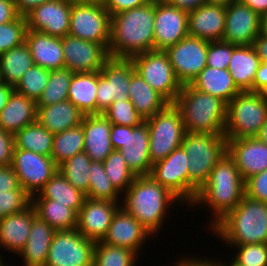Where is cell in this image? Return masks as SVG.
I'll return each mask as SVG.
<instances>
[{
  "instance_id": "cell-27",
  "label": "cell",
  "mask_w": 267,
  "mask_h": 266,
  "mask_svg": "<svg viewBox=\"0 0 267 266\" xmlns=\"http://www.w3.org/2000/svg\"><path fill=\"white\" fill-rule=\"evenodd\" d=\"M25 43L30 49L34 65H38L47 70L64 68L65 61L62 38L27 30Z\"/></svg>"
},
{
  "instance_id": "cell-12",
  "label": "cell",
  "mask_w": 267,
  "mask_h": 266,
  "mask_svg": "<svg viewBox=\"0 0 267 266\" xmlns=\"http://www.w3.org/2000/svg\"><path fill=\"white\" fill-rule=\"evenodd\" d=\"M95 244L77 229L56 231L45 266H93Z\"/></svg>"
},
{
  "instance_id": "cell-21",
  "label": "cell",
  "mask_w": 267,
  "mask_h": 266,
  "mask_svg": "<svg viewBox=\"0 0 267 266\" xmlns=\"http://www.w3.org/2000/svg\"><path fill=\"white\" fill-rule=\"evenodd\" d=\"M120 201L85 198L77 213L76 229L85 238L100 241L107 234Z\"/></svg>"
},
{
  "instance_id": "cell-36",
  "label": "cell",
  "mask_w": 267,
  "mask_h": 266,
  "mask_svg": "<svg viewBox=\"0 0 267 266\" xmlns=\"http://www.w3.org/2000/svg\"><path fill=\"white\" fill-rule=\"evenodd\" d=\"M34 65L28 45L12 48L0 55V81L15 87L25 72Z\"/></svg>"
},
{
  "instance_id": "cell-40",
  "label": "cell",
  "mask_w": 267,
  "mask_h": 266,
  "mask_svg": "<svg viewBox=\"0 0 267 266\" xmlns=\"http://www.w3.org/2000/svg\"><path fill=\"white\" fill-rule=\"evenodd\" d=\"M92 160L84 152L75 154L58 166L59 172L76 189L86 194L89 187V167Z\"/></svg>"
},
{
  "instance_id": "cell-32",
  "label": "cell",
  "mask_w": 267,
  "mask_h": 266,
  "mask_svg": "<svg viewBox=\"0 0 267 266\" xmlns=\"http://www.w3.org/2000/svg\"><path fill=\"white\" fill-rule=\"evenodd\" d=\"M260 63L261 60L252 45H233V52L228 70L230 71L235 85L241 92H253V82Z\"/></svg>"
},
{
  "instance_id": "cell-39",
  "label": "cell",
  "mask_w": 267,
  "mask_h": 266,
  "mask_svg": "<svg viewBox=\"0 0 267 266\" xmlns=\"http://www.w3.org/2000/svg\"><path fill=\"white\" fill-rule=\"evenodd\" d=\"M82 151H84V132L81 124L54 134L51 157L57 166Z\"/></svg>"
},
{
  "instance_id": "cell-11",
  "label": "cell",
  "mask_w": 267,
  "mask_h": 266,
  "mask_svg": "<svg viewBox=\"0 0 267 266\" xmlns=\"http://www.w3.org/2000/svg\"><path fill=\"white\" fill-rule=\"evenodd\" d=\"M111 16L103 3H72L69 35L82 40L110 43Z\"/></svg>"
},
{
  "instance_id": "cell-45",
  "label": "cell",
  "mask_w": 267,
  "mask_h": 266,
  "mask_svg": "<svg viewBox=\"0 0 267 266\" xmlns=\"http://www.w3.org/2000/svg\"><path fill=\"white\" fill-rule=\"evenodd\" d=\"M49 77L50 70L44 69L38 65H33L25 72L14 87V90L37 102L42 96Z\"/></svg>"
},
{
  "instance_id": "cell-67",
  "label": "cell",
  "mask_w": 267,
  "mask_h": 266,
  "mask_svg": "<svg viewBox=\"0 0 267 266\" xmlns=\"http://www.w3.org/2000/svg\"><path fill=\"white\" fill-rule=\"evenodd\" d=\"M231 263H223L222 261L218 260V266H238L237 264H235L232 260L230 261ZM228 264V265H227Z\"/></svg>"
},
{
  "instance_id": "cell-15",
  "label": "cell",
  "mask_w": 267,
  "mask_h": 266,
  "mask_svg": "<svg viewBox=\"0 0 267 266\" xmlns=\"http://www.w3.org/2000/svg\"><path fill=\"white\" fill-rule=\"evenodd\" d=\"M208 42L188 35L165 50L182 86L191 84L207 66Z\"/></svg>"
},
{
  "instance_id": "cell-56",
  "label": "cell",
  "mask_w": 267,
  "mask_h": 266,
  "mask_svg": "<svg viewBox=\"0 0 267 266\" xmlns=\"http://www.w3.org/2000/svg\"><path fill=\"white\" fill-rule=\"evenodd\" d=\"M253 92L267 94V60L261 61L256 71Z\"/></svg>"
},
{
  "instance_id": "cell-60",
  "label": "cell",
  "mask_w": 267,
  "mask_h": 266,
  "mask_svg": "<svg viewBox=\"0 0 267 266\" xmlns=\"http://www.w3.org/2000/svg\"><path fill=\"white\" fill-rule=\"evenodd\" d=\"M242 4L251 8L260 17L267 16V0H239Z\"/></svg>"
},
{
  "instance_id": "cell-53",
  "label": "cell",
  "mask_w": 267,
  "mask_h": 266,
  "mask_svg": "<svg viewBox=\"0 0 267 266\" xmlns=\"http://www.w3.org/2000/svg\"><path fill=\"white\" fill-rule=\"evenodd\" d=\"M24 190L11 166H0V192Z\"/></svg>"
},
{
  "instance_id": "cell-25",
  "label": "cell",
  "mask_w": 267,
  "mask_h": 266,
  "mask_svg": "<svg viewBox=\"0 0 267 266\" xmlns=\"http://www.w3.org/2000/svg\"><path fill=\"white\" fill-rule=\"evenodd\" d=\"M84 152L93 162H102L114 150L110 140L111 123L103 114H88L82 120Z\"/></svg>"
},
{
  "instance_id": "cell-18",
  "label": "cell",
  "mask_w": 267,
  "mask_h": 266,
  "mask_svg": "<svg viewBox=\"0 0 267 266\" xmlns=\"http://www.w3.org/2000/svg\"><path fill=\"white\" fill-rule=\"evenodd\" d=\"M188 36V12L155 0L154 50L165 51Z\"/></svg>"
},
{
  "instance_id": "cell-3",
  "label": "cell",
  "mask_w": 267,
  "mask_h": 266,
  "mask_svg": "<svg viewBox=\"0 0 267 266\" xmlns=\"http://www.w3.org/2000/svg\"><path fill=\"white\" fill-rule=\"evenodd\" d=\"M124 194L121 201L123 204L120 203V206L154 236L163 226L168 208L170 209L171 205L176 206V202L179 205L183 204L177 196L150 175L137 176Z\"/></svg>"
},
{
  "instance_id": "cell-66",
  "label": "cell",
  "mask_w": 267,
  "mask_h": 266,
  "mask_svg": "<svg viewBox=\"0 0 267 266\" xmlns=\"http://www.w3.org/2000/svg\"><path fill=\"white\" fill-rule=\"evenodd\" d=\"M72 3H103V0H68Z\"/></svg>"
},
{
  "instance_id": "cell-52",
  "label": "cell",
  "mask_w": 267,
  "mask_h": 266,
  "mask_svg": "<svg viewBox=\"0 0 267 266\" xmlns=\"http://www.w3.org/2000/svg\"><path fill=\"white\" fill-rule=\"evenodd\" d=\"M14 148V134L0 127V166L11 165Z\"/></svg>"
},
{
  "instance_id": "cell-57",
  "label": "cell",
  "mask_w": 267,
  "mask_h": 266,
  "mask_svg": "<svg viewBox=\"0 0 267 266\" xmlns=\"http://www.w3.org/2000/svg\"><path fill=\"white\" fill-rule=\"evenodd\" d=\"M168 4L184 10L186 12L193 11L199 6L206 4L207 0H165Z\"/></svg>"
},
{
  "instance_id": "cell-58",
  "label": "cell",
  "mask_w": 267,
  "mask_h": 266,
  "mask_svg": "<svg viewBox=\"0 0 267 266\" xmlns=\"http://www.w3.org/2000/svg\"><path fill=\"white\" fill-rule=\"evenodd\" d=\"M17 12L20 16H26L36 6L51 0H14Z\"/></svg>"
},
{
  "instance_id": "cell-31",
  "label": "cell",
  "mask_w": 267,
  "mask_h": 266,
  "mask_svg": "<svg viewBox=\"0 0 267 266\" xmlns=\"http://www.w3.org/2000/svg\"><path fill=\"white\" fill-rule=\"evenodd\" d=\"M197 90L218 97L228 104L241 91L228 69L206 66L190 84Z\"/></svg>"
},
{
  "instance_id": "cell-20",
  "label": "cell",
  "mask_w": 267,
  "mask_h": 266,
  "mask_svg": "<svg viewBox=\"0 0 267 266\" xmlns=\"http://www.w3.org/2000/svg\"><path fill=\"white\" fill-rule=\"evenodd\" d=\"M261 18L251 8L239 0L226 7L223 41L235 46L252 45L260 34Z\"/></svg>"
},
{
  "instance_id": "cell-46",
  "label": "cell",
  "mask_w": 267,
  "mask_h": 266,
  "mask_svg": "<svg viewBox=\"0 0 267 266\" xmlns=\"http://www.w3.org/2000/svg\"><path fill=\"white\" fill-rule=\"evenodd\" d=\"M102 114L115 125L135 127L144 122L130 100L114 101Z\"/></svg>"
},
{
  "instance_id": "cell-29",
  "label": "cell",
  "mask_w": 267,
  "mask_h": 266,
  "mask_svg": "<svg viewBox=\"0 0 267 266\" xmlns=\"http://www.w3.org/2000/svg\"><path fill=\"white\" fill-rule=\"evenodd\" d=\"M84 116L73 103L66 100L49 106H37L36 121L49 132L58 134L79 126Z\"/></svg>"
},
{
  "instance_id": "cell-41",
  "label": "cell",
  "mask_w": 267,
  "mask_h": 266,
  "mask_svg": "<svg viewBox=\"0 0 267 266\" xmlns=\"http://www.w3.org/2000/svg\"><path fill=\"white\" fill-rule=\"evenodd\" d=\"M137 255L128 248L109 245L100 240L95 244L93 266H136Z\"/></svg>"
},
{
  "instance_id": "cell-54",
  "label": "cell",
  "mask_w": 267,
  "mask_h": 266,
  "mask_svg": "<svg viewBox=\"0 0 267 266\" xmlns=\"http://www.w3.org/2000/svg\"><path fill=\"white\" fill-rule=\"evenodd\" d=\"M150 0H103V6L109 12L110 16L135 7L142 6Z\"/></svg>"
},
{
  "instance_id": "cell-1",
  "label": "cell",
  "mask_w": 267,
  "mask_h": 266,
  "mask_svg": "<svg viewBox=\"0 0 267 266\" xmlns=\"http://www.w3.org/2000/svg\"><path fill=\"white\" fill-rule=\"evenodd\" d=\"M155 0L111 16L110 58L131 59L154 50Z\"/></svg>"
},
{
  "instance_id": "cell-44",
  "label": "cell",
  "mask_w": 267,
  "mask_h": 266,
  "mask_svg": "<svg viewBox=\"0 0 267 266\" xmlns=\"http://www.w3.org/2000/svg\"><path fill=\"white\" fill-rule=\"evenodd\" d=\"M103 166L111 184L120 194L124 193L136 178L119 150H113L103 161Z\"/></svg>"
},
{
  "instance_id": "cell-14",
  "label": "cell",
  "mask_w": 267,
  "mask_h": 266,
  "mask_svg": "<svg viewBox=\"0 0 267 266\" xmlns=\"http://www.w3.org/2000/svg\"><path fill=\"white\" fill-rule=\"evenodd\" d=\"M10 166L31 198L43 189L58 170L52 157L22 149H14Z\"/></svg>"
},
{
  "instance_id": "cell-2",
  "label": "cell",
  "mask_w": 267,
  "mask_h": 266,
  "mask_svg": "<svg viewBox=\"0 0 267 266\" xmlns=\"http://www.w3.org/2000/svg\"><path fill=\"white\" fill-rule=\"evenodd\" d=\"M245 181L233 158L226 152L212 169L207 182L199 189L191 206H208L212 213V228L233 210L245 195Z\"/></svg>"
},
{
  "instance_id": "cell-5",
  "label": "cell",
  "mask_w": 267,
  "mask_h": 266,
  "mask_svg": "<svg viewBox=\"0 0 267 266\" xmlns=\"http://www.w3.org/2000/svg\"><path fill=\"white\" fill-rule=\"evenodd\" d=\"M173 105L181 113L186 132L224 135L227 104L220 98L186 84Z\"/></svg>"
},
{
  "instance_id": "cell-24",
  "label": "cell",
  "mask_w": 267,
  "mask_h": 266,
  "mask_svg": "<svg viewBox=\"0 0 267 266\" xmlns=\"http://www.w3.org/2000/svg\"><path fill=\"white\" fill-rule=\"evenodd\" d=\"M225 20V6L203 4L188 12V35L208 41L222 40Z\"/></svg>"
},
{
  "instance_id": "cell-30",
  "label": "cell",
  "mask_w": 267,
  "mask_h": 266,
  "mask_svg": "<svg viewBox=\"0 0 267 266\" xmlns=\"http://www.w3.org/2000/svg\"><path fill=\"white\" fill-rule=\"evenodd\" d=\"M55 232L56 230L38 216L33 219L29 238L18 254L24 261L23 266H45Z\"/></svg>"
},
{
  "instance_id": "cell-55",
  "label": "cell",
  "mask_w": 267,
  "mask_h": 266,
  "mask_svg": "<svg viewBox=\"0 0 267 266\" xmlns=\"http://www.w3.org/2000/svg\"><path fill=\"white\" fill-rule=\"evenodd\" d=\"M19 16L14 0H0V24L14 21Z\"/></svg>"
},
{
  "instance_id": "cell-13",
  "label": "cell",
  "mask_w": 267,
  "mask_h": 266,
  "mask_svg": "<svg viewBox=\"0 0 267 266\" xmlns=\"http://www.w3.org/2000/svg\"><path fill=\"white\" fill-rule=\"evenodd\" d=\"M134 70L131 59L110 58L104 64L98 72L97 114H102L114 101L129 100V84Z\"/></svg>"
},
{
  "instance_id": "cell-10",
  "label": "cell",
  "mask_w": 267,
  "mask_h": 266,
  "mask_svg": "<svg viewBox=\"0 0 267 266\" xmlns=\"http://www.w3.org/2000/svg\"><path fill=\"white\" fill-rule=\"evenodd\" d=\"M135 71L169 104H173L182 89L167 53L151 50L131 58Z\"/></svg>"
},
{
  "instance_id": "cell-64",
  "label": "cell",
  "mask_w": 267,
  "mask_h": 266,
  "mask_svg": "<svg viewBox=\"0 0 267 266\" xmlns=\"http://www.w3.org/2000/svg\"><path fill=\"white\" fill-rule=\"evenodd\" d=\"M235 1H237V0H207V3L227 7L229 4H231Z\"/></svg>"
},
{
  "instance_id": "cell-8",
  "label": "cell",
  "mask_w": 267,
  "mask_h": 266,
  "mask_svg": "<svg viewBox=\"0 0 267 266\" xmlns=\"http://www.w3.org/2000/svg\"><path fill=\"white\" fill-rule=\"evenodd\" d=\"M145 121L149 129V157L153 165L181 146L186 130L181 113L173 104H168Z\"/></svg>"
},
{
  "instance_id": "cell-62",
  "label": "cell",
  "mask_w": 267,
  "mask_h": 266,
  "mask_svg": "<svg viewBox=\"0 0 267 266\" xmlns=\"http://www.w3.org/2000/svg\"><path fill=\"white\" fill-rule=\"evenodd\" d=\"M13 90L14 87L8 85L3 81H0V112L6 106L7 100Z\"/></svg>"
},
{
  "instance_id": "cell-34",
  "label": "cell",
  "mask_w": 267,
  "mask_h": 266,
  "mask_svg": "<svg viewBox=\"0 0 267 266\" xmlns=\"http://www.w3.org/2000/svg\"><path fill=\"white\" fill-rule=\"evenodd\" d=\"M98 72L74 73L68 90V100L83 114H97L96 94Z\"/></svg>"
},
{
  "instance_id": "cell-35",
  "label": "cell",
  "mask_w": 267,
  "mask_h": 266,
  "mask_svg": "<svg viewBox=\"0 0 267 266\" xmlns=\"http://www.w3.org/2000/svg\"><path fill=\"white\" fill-rule=\"evenodd\" d=\"M85 198V194L70 184L57 170L52 178L47 181L43 189L31 199H52L72 208L78 213Z\"/></svg>"
},
{
  "instance_id": "cell-22",
  "label": "cell",
  "mask_w": 267,
  "mask_h": 266,
  "mask_svg": "<svg viewBox=\"0 0 267 266\" xmlns=\"http://www.w3.org/2000/svg\"><path fill=\"white\" fill-rule=\"evenodd\" d=\"M150 236L153 235L120 206L111 220L107 234L101 241L109 245L128 248L138 254Z\"/></svg>"
},
{
  "instance_id": "cell-37",
  "label": "cell",
  "mask_w": 267,
  "mask_h": 266,
  "mask_svg": "<svg viewBox=\"0 0 267 266\" xmlns=\"http://www.w3.org/2000/svg\"><path fill=\"white\" fill-rule=\"evenodd\" d=\"M36 215L56 231L76 229L77 213L52 199H31Z\"/></svg>"
},
{
  "instance_id": "cell-26",
  "label": "cell",
  "mask_w": 267,
  "mask_h": 266,
  "mask_svg": "<svg viewBox=\"0 0 267 266\" xmlns=\"http://www.w3.org/2000/svg\"><path fill=\"white\" fill-rule=\"evenodd\" d=\"M35 208L30 204L23 211L10 214L0 219V246L7 252L18 255L24 248L33 219L36 217Z\"/></svg>"
},
{
  "instance_id": "cell-38",
  "label": "cell",
  "mask_w": 267,
  "mask_h": 266,
  "mask_svg": "<svg viewBox=\"0 0 267 266\" xmlns=\"http://www.w3.org/2000/svg\"><path fill=\"white\" fill-rule=\"evenodd\" d=\"M53 136V133L36 121L14 134V149L29 150L51 157Z\"/></svg>"
},
{
  "instance_id": "cell-19",
  "label": "cell",
  "mask_w": 267,
  "mask_h": 266,
  "mask_svg": "<svg viewBox=\"0 0 267 266\" xmlns=\"http://www.w3.org/2000/svg\"><path fill=\"white\" fill-rule=\"evenodd\" d=\"M72 2L51 0L36 6L25 17L27 30L63 38L69 33Z\"/></svg>"
},
{
  "instance_id": "cell-47",
  "label": "cell",
  "mask_w": 267,
  "mask_h": 266,
  "mask_svg": "<svg viewBox=\"0 0 267 266\" xmlns=\"http://www.w3.org/2000/svg\"><path fill=\"white\" fill-rule=\"evenodd\" d=\"M27 20L19 16L16 20L0 24V55L25 42Z\"/></svg>"
},
{
  "instance_id": "cell-17",
  "label": "cell",
  "mask_w": 267,
  "mask_h": 266,
  "mask_svg": "<svg viewBox=\"0 0 267 266\" xmlns=\"http://www.w3.org/2000/svg\"><path fill=\"white\" fill-rule=\"evenodd\" d=\"M188 156L182 146L152 165L150 176L189 205Z\"/></svg>"
},
{
  "instance_id": "cell-9",
  "label": "cell",
  "mask_w": 267,
  "mask_h": 266,
  "mask_svg": "<svg viewBox=\"0 0 267 266\" xmlns=\"http://www.w3.org/2000/svg\"><path fill=\"white\" fill-rule=\"evenodd\" d=\"M110 140L113 149L122 153L128 168L136 177L150 175L152 164L146 121L135 127L111 124Z\"/></svg>"
},
{
  "instance_id": "cell-48",
  "label": "cell",
  "mask_w": 267,
  "mask_h": 266,
  "mask_svg": "<svg viewBox=\"0 0 267 266\" xmlns=\"http://www.w3.org/2000/svg\"><path fill=\"white\" fill-rule=\"evenodd\" d=\"M233 248H238V254L232 257L238 266H267V244H244Z\"/></svg>"
},
{
  "instance_id": "cell-6",
  "label": "cell",
  "mask_w": 267,
  "mask_h": 266,
  "mask_svg": "<svg viewBox=\"0 0 267 266\" xmlns=\"http://www.w3.org/2000/svg\"><path fill=\"white\" fill-rule=\"evenodd\" d=\"M181 146L188 156L189 206L207 182L212 169L227 152L225 135L186 132Z\"/></svg>"
},
{
  "instance_id": "cell-42",
  "label": "cell",
  "mask_w": 267,
  "mask_h": 266,
  "mask_svg": "<svg viewBox=\"0 0 267 266\" xmlns=\"http://www.w3.org/2000/svg\"><path fill=\"white\" fill-rule=\"evenodd\" d=\"M73 72L67 68L50 70V77L37 106H49L68 100V90Z\"/></svg>"
},
{
  "instance_id": "cell-33",
  "label": "cell",
  "mask_w": 267,
  "mask_h": 266,
  "mask_svg": "<svg viewBox=\"0 0 267 266\" xmlns=\"http://www.w3.org/2000/svg\"><path fill=\"white\" fill-rule=\"evenodd\" d=\"M128 95L144 121L162 111L169 104L135 70L131 74Z\"/></svg>"
},
{
  "instance_id": "cell-43",
  "label": "cell",
  "mask_w": 267,
  "mask_h": 266,
  "mask_svg": "<svg viewBox=\"0 0 267 266\" xmlns=\"http://www.w3.org/2000/svg\"><path fill=\"white\" fill-rule=\"evenodd\" d=\"M89 187L86 198L120 201V193L108 179L102 162H91L89 167Z\"/></svg>"
},
{
  "instance_id": "cell-65",
  "label": "cell",
  "mask_w": 267,
  "mask_h": 266,
  "mask_svg": "<svg viewBox=\"0 0 267 266\" xmlns=\"http://www.w3.org/2000/svg\"><path fill=\"white\" fill-rule=\"evenodd\" d=\"M260 34L267 38V16L261 18Z\"/></svg>"
},
{
  "instance_id": "cell-4",
  "label": "cell",
  "mask_w": 267,
  "mask_h": 266,
  "mask_svg": "<svg viewBox=\"0 0 267 266\" xmlns=\"http://www.w3.org/2000/svg\"><path fill=\"white\" fill-rule=\"evenodd\" d=\"M210 230L230 247L267 244V203L244 195L237 206Z\"/></svg>"
},
{
  "instance_id": "cell-16",
  "label": "cell",
  "mask_w": 267,
  "mask_h": 266,
  "mask_svg": "<svg viewBox=\"0 0 267 266\" xmlns=\"http://www.w3.org/2000/svg\"><path fill=\"white\" fill-rule=\"evenodd\" d=\"M64 68L73 73L100 72L110 59L108 49L103 44L82 40L67 34L62 38Z\"/></svg>"
},
{
  "instance_id": "cell-68",
  "label": "cell",
  "mask_w": 267,
  "mask_h": 266,
  "mask_svg": "<svg viewBox=\"0 0 267 266\" xmlns=\"http://www.w3.org/2000/svg\"><path fill=\"white\" fill-rule=\"evenodd\" d=\"M3 257L0 255V266H2L3 265Z\"/></svg>"
},
{
  "instance_id": "cell-23",
  "label": "cell",
  "mask_w": 267,
  "mask_h": 266,
  "mask_svg": "<svg viewBox=\"0 0 267 266\" xmlns=\"http://www.w3.org/2000/svg\"><path fill=\"white\" fill-rule=\"evenodd\" d=\"M227 152L244 181L267 170V144L257 137L227 139Z\"/></svg>"
},
{
  "instance_id": "cell-63",
  "label": "cell",
  "mask_w": 267,
  "mask_h": 266,
  "mask_svg": "<svg viewBox=\"0 0 267 266\" xmlns=\"http://www.w3.org/2000/svg\"><path fill=\"white\" fill-rule=\"evenodd\" d=\"M257 138L261 140L263 143L267 144V120L264 123V125L261 127Z\"/></svg>"
},
{
  "instance_id": "cell-51",
  "label": "cell",
  "mask_w": 267,
  "mask_h": 266,
  "mask_svg": "<svg viewBox=\"0 0 267 266\" xmlns=\"http://www.w3.org/2000/svg\"><path fill=\"white\" fill-rule=\"evenodd\" d=\"M245 195L267 203V170L245 180Z\"/></svg>"
},
{
  "instance_id": "cell-61",
  "label": "cell",
  "mask_w": 267,
  "mask_h": 266,
  "mask_svg": "<svg viewBox=\"0 0 267 266\" xmlns=\"http://www.w3.org/2000/svg\"><path fill=\"white\" fill-rule=\"evenodd\" d=\"M252 47L261 61L267 60V38L259 34L253 41Z\"/></svg>"
},
{
  "instance_id": "cell-7",
  "label": "cell",
  "mask_w": 267,
  "mask_h": 266,
  "mask_svg": "<svg viewBox=\"0 0 267 266\" xmlns=\"http://www.w3.org/2000/svg\"><path fill=\"white\" fill-rule=\"evenodd\" d=\"M267 120V94L238 93L227 104L226 139L257 137Z\"/></svg>"
},
{
  "instance_id": "cell-49",
  "label": "cell",
  "mask_w": 267,
  "mask_h": 266,
  "mask_svg": "<svg viewBox=\"0 0 267 266\" xmlns=\"http://www.w3.org/2000/svg\"><path fill=\"white\" fill-rule=\"evenodd\" d=\"M31 204V197L25 190L0 192V219L23 211Z\"/></svg>"
},
{
  "instance_id": "cell-50",
  "label": "cell",
  "mask_w": 267,
  "mask_h": 266,
  "mask_svg": "<svg viewBox=\"0 0 267 266\" xmlns=\"http://www.w3.org/2000/svg\"><path fill=\"white\" fill-rule=\"evenodd\" d=\"M233 52V45L223 40L209 41L207 50V66L228 69Z\"/></svg>"
},
{
  "instance_id": "cell-28",
  "label": "cell",
  "mask_w": 267,
  "mask_h": 266,
  "mask_svg": "<svg viewBox=\"0 0 267 266\" xmlns=\"http://www.w3.org/2000/svg\"><path fill=\"white\" fill-rule=\"evenodd\" d=\"M37 102L13 90L0 112V127L11 134L36 122Z\"/></svg>"
},
{
  "instance_id": "cell-59",
  "label": "cell",
  "mask_w": 267,
  "mask_h": 266,
  "mask_svg": "<svg viewBox=\"0 0 267 266\" xmlns=\"http://www.w3.org/2000/svg\"><path fill=\"white\" fill-rule=\"evenodd\" d=\"M178 262L175 263V266H218V262L215 261L213 258L211 259H203V258H183L180 260H177Z\"/></svg>"
}]
</instances>
